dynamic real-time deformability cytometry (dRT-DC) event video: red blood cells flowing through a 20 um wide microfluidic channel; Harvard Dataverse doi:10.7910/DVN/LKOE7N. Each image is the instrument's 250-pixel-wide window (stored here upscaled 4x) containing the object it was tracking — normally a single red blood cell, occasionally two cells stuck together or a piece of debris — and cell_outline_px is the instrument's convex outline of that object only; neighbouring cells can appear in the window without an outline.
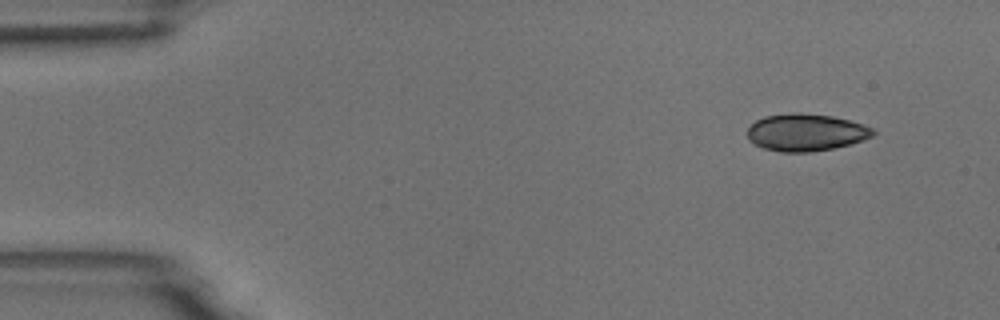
{"species": "common noctule bat (a hibernating species)", "species_latin": "Nyctalus noctula", "temperature_condition": "room temperature", "stored_images_in_passage": 3, "segment_of_instrument_passage": [2, 2], "camera_frame_rate_fps": 3000, "um_per_image_px": 0.085, "animal": {"sex": "male", "body_mass_g": 18.8}, "frame": {"image": 1, "passage_image": 3, "time_ms": 0.667, "image_size_px": [1000, 320], "cell_outline_px": [[876, 132], [872, 136], [852, 144], [812, 152], [780, 152], [764, 148], [752, 144], [748, 140], [748, 128], [756, 120], [764, 116], [792, 112], [832, 116], [864, 124], [876, 128]], "centroid_in_image_um": [68.51, 11.26], "position_along_channel_um": 16.5, "area_um2": 27.46}}